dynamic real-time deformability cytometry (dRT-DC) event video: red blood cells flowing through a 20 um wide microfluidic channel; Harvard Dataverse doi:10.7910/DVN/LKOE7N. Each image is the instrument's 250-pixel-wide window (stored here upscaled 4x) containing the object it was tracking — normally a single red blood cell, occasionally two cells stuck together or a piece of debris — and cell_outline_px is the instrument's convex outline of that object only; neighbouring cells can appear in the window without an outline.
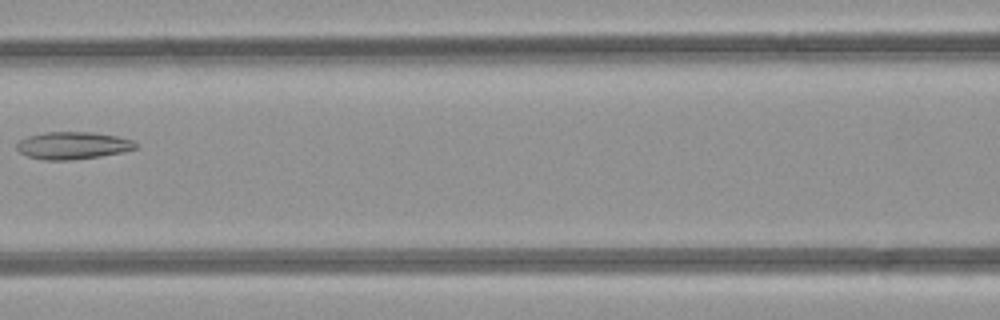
{"species": "common noctule bat (a hibernating species)", "species_latin": "Nyctalus noctula", "temperature_condition": "room temperature", "stored_images_in_passage": 6, "camera_frame_rate_fps": 3000, "um_per_image_px": 0.085, "animal": {"sex": "female", "body_mass_g": 21.9}, "frame": {"image": 1, "passage_image": 6, "time_ms": 5.667, "image_size_px": [1000, 320], "cell_outline_px": [[140, 144], [136, 148], [124, 152], [100, 156], [72, 160], [44, 160], [28, 156], [20, 152], [16, 148], [16, 144], [20, 140], [28, 136], [44, 132], [92, 132], [116, 136], [132, 140]], "centroid_in_image_um": [6.21, 12.37], "position_along_channel_um": 160.4, "area_um2": 19.02}}